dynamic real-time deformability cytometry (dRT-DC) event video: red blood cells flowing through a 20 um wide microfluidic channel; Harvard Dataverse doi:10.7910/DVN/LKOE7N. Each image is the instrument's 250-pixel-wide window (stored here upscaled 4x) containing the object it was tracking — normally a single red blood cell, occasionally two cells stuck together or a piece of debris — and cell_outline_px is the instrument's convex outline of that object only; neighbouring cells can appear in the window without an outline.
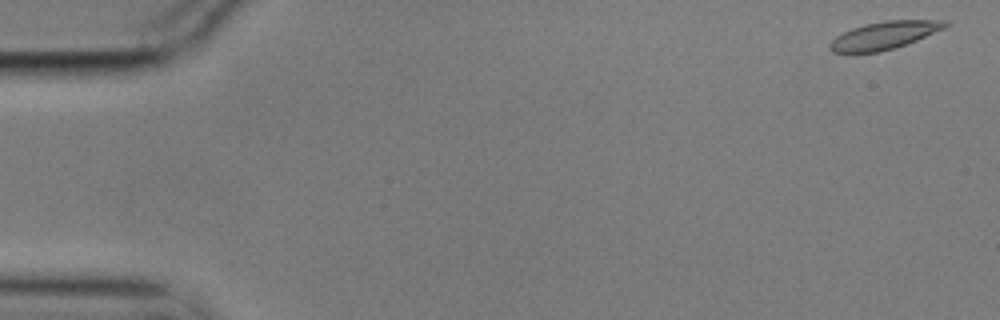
{"species": "common noctule bat (a hibernating species)", "species_latin": "Nyctalus noctula", "temperature_condition": "cold", "stored_images_in_passage": 5, "camera_frame_rate_fps": 3000, "um_per_image_px": 0.085, "animal": {"sex": "male", "body_mass_g": 17.9}, "frame": {"image": 1, "passage_image": 1, "time_ms": 0.0, "image_size_px": [1000, 320], "cell_outline_px": [[952, 24], [944, 28], [916, 40], [896, 48], [880, 52], [832, 52], [828, 48], [828, 44], [836, 36], [852, 28], [884, 20], [948, 20]], "centroid_in_image_um": [75.18, 3.0], "position_along_channel_um": 9.8, "area_um2": 18.55}}
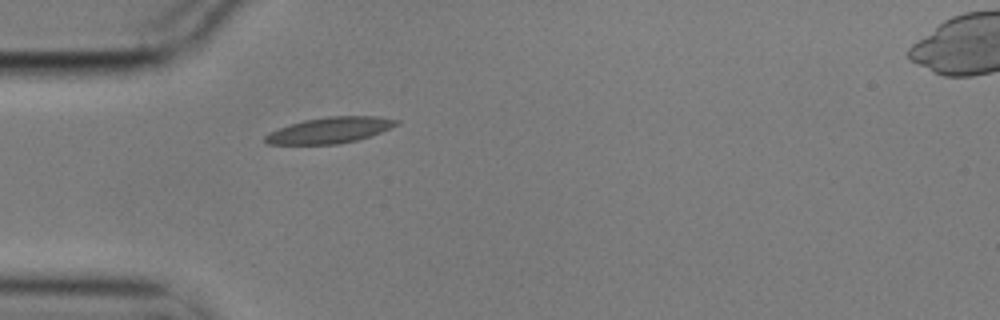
{"frame": {"image": 2, "passage_image": 5, "time_ms": 1.333, "image_size_px": [1000, 320], "cell_outline_px": [[400, 124], [380, 132], [356, 140], [336, 144], [268, 144], [264, 140], [264, 136], [268, 132], [304, 120], [328, 116], [376, 116], [400, 120]], "centroid_in_image_um": [28.05, 11.06], "position_along_channel_um": 57.0, "area_um2": 19.65}}